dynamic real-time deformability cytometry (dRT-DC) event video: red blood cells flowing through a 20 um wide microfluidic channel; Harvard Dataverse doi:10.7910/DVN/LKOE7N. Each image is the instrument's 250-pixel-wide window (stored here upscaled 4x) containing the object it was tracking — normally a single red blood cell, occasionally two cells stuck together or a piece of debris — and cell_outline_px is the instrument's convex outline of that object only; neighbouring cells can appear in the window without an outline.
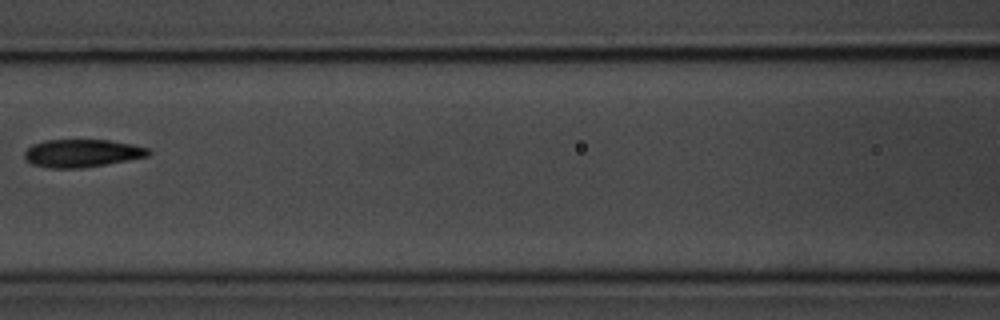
{"species": "common noctule bat (a hibernating species)", "species_latin": "Nyctalus noctula", "temperature_condition": "room temperature", "stored_images_in_passage": 5, "camera_frame_rate_fps": 3000, "um_per_image_px": 0.085, "animal": {"sex": "male", "body_mass_g": 20.1, "forearm_length_mm": 53.5}, "frame": {"image": 1, "passage_image": 5, "time_ms": 4.667, "image_size_px": [1000, 320], "cell_outline_px": [[152, 152], [148, 156], [104, 164], [80, 168], [52, 168], [32, 164], [24, 160], [24, 152], [32, 144], [44, 140], [108, 140], [132, 144], [148, 148]], "centroid_in_image_um": [6.93, 13.01], "position_along_channel_um": 159.7, "area_um2": 20.0}}